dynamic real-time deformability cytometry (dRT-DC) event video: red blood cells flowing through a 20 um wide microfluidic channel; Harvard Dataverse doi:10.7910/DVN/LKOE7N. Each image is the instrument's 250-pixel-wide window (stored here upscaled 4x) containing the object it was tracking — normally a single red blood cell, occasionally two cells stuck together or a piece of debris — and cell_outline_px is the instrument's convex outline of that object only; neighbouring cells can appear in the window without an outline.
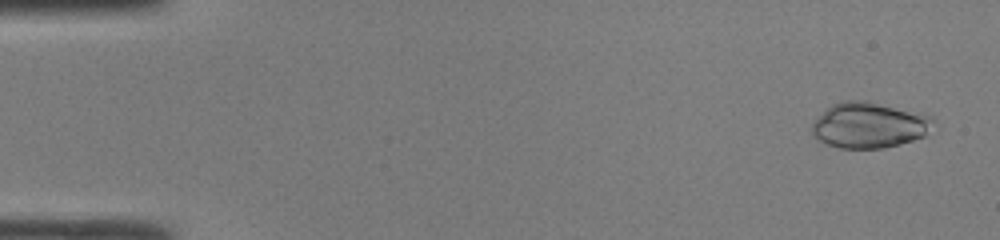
{"species": "common noctule bat (a hibernating species)", "species_latin": "Nyctalus noctula", "temperature_condition": "room temperature", "stored_images_in_passage": 47, "camera_frame_rate_fps": 3000, "um_per_image_px": 0.085, "animal": {"sex": "male", "body_mass_g": 19.0, "forearm_length_mm": 50.8}, "frame": {"image": 1, "passage_image": 2, "time_ms": 0.333, "image_size_px": [1000, 240], "cell_outline_px": [[932, 120], [924, 136], [912, 140], [884, 148], [840, 148], [828, 144], [812, 136], [812, 124], [832, 104], [844, 100], [868, 100], [932, 116]], "centroid_in_image_um": [73.84, 10.63], "position_along_channel_um": 11.2, "area_um2": 31.79}}